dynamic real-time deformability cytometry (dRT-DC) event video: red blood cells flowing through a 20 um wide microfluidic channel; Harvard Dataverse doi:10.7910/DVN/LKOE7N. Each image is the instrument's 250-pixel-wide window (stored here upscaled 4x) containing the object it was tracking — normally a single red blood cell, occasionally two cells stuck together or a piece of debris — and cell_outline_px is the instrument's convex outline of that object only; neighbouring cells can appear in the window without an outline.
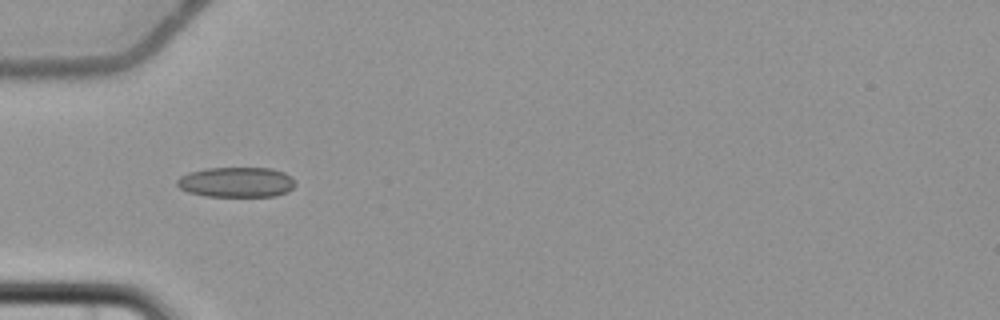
{"species": "common noctule bat (a hibernating species)", "species_latin": "Nyctalus noctula", "temperature_condition": "cold", "stored_images_in_passage": 9, "camera_frame_rate_fps": 3000, "um_per_image_px": 0.085, "animal": {"sex": "female", "body_mass_g": 22.7, "forearm_length_mm": 54.2}, "frame": {"image": 1, "passage_image": 6, "time_ms": 6.333, "image_size_px": [1000, 320], "cell_outline_px": [[296, 184], [288, 192], [276, 196], [204, 196], [188, 192], [180, 188], [176, 184], [176, 180], [180, 176], [188, 172], [204, 168], [272, 168], [284, 172], [292, 176]], "centroid_in_image_um": [20.1, 15.48], "position_along_channel_um": 64.9, "area_um2": 21.04}}
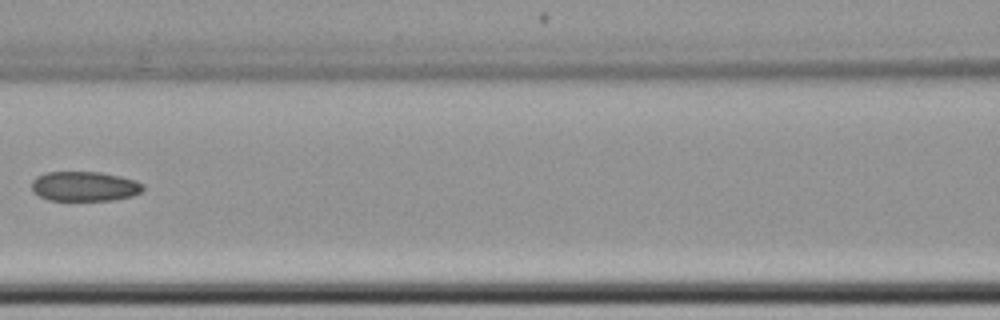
{"frame": {"image": 2, "passage_image": 8, "time_ms": 9.0, "image_size_px": [1000, 320], "cell_outline_px": [[144, 188], [140, 192], [132, 196], [112, 200], [48, 200], [32, 192], [32, 180], [36, 176], [44, 172], [100, 172], [120, 176], [136, 180], [144, 184]], "centroid_in_image_um": [7.17, 15.83], "position_along_channel_um": 159.4, "area_um2": 19.42}}
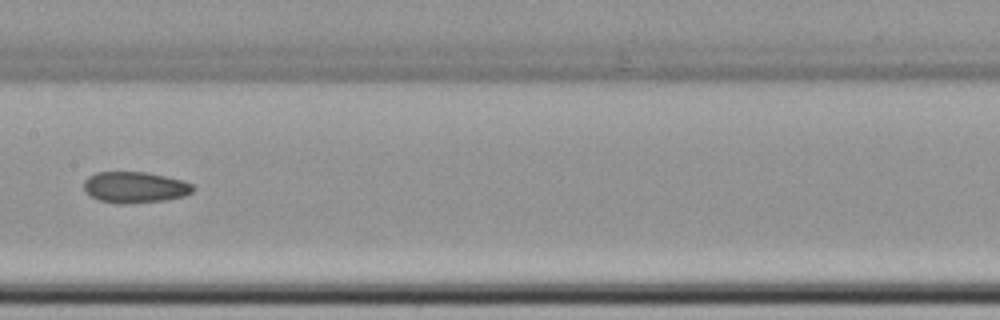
{"frame": {"image": 3, "passage_image": 9, "time_ms": 10.0, "image_size_px": [1000, 320], "cell_outline_px": [[196, 188], [192, 192], [184, 196], [164, 200], [128, 204], [120, 204], [100, 200], [84, 192], [84, 180], [88, 176], [96, 172], [144, 172], [164, 176], [180, 180], [192, 184]], "centroid_in_image_um": [11.44, 15.92], "position_along_channel_um": 196.0, "area_um2": 19.77}}